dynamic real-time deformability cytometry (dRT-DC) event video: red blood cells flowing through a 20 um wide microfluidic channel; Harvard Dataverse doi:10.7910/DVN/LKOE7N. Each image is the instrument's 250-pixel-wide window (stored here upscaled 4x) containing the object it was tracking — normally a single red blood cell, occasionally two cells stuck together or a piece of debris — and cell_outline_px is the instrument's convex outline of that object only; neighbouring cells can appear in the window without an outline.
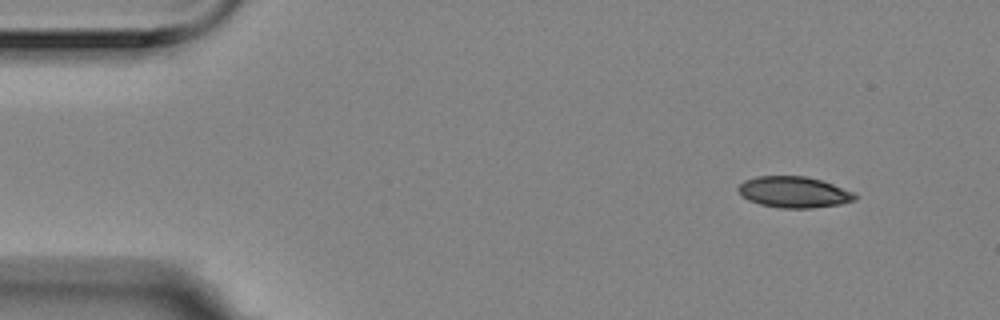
{"species": "Egyptian fruit bat (a non-hibernating species)", "species_latin": "Rousettus aegyptiacus", "temperature_condition": "room temperature", "stored_images_in_passage": 4, "camera_frame_rate_fps": 3000, "um_per_image_px": 0.085, "animal": {"sex": "female"}, "frame": {"image": 1, "passage_image": 1, "time_ms": 0.0, "image_size_px": [1000, 320], "cell_outline_px": [[856, 200], [840, 204], [812, 208], [780, 208], [760, 204], [748, 200], [736, 188], [744, 180], [756, 176], [804, 176], [820, 180], [832, 184], [852, 192], [856, 196]], "centroid_in_image_um": [67.45, 16.33], "position_along_channel_um": 17.5, "area_um2": 20.98}}
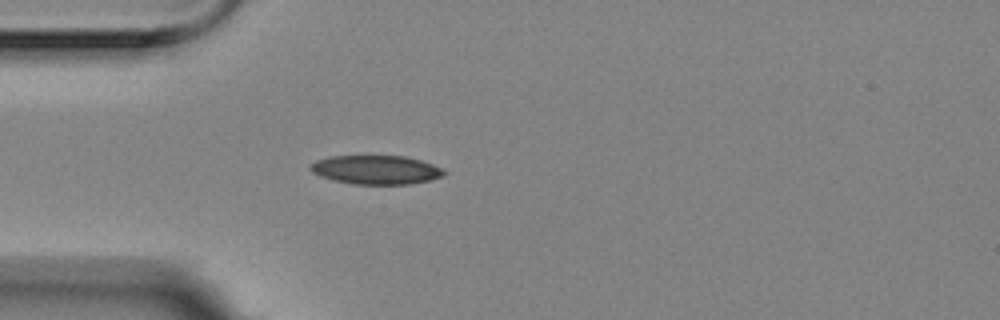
{"frame": {"image": 2, "passage_image": 4, "time_ms": 1.0, "image_size_px": [1000, 320], "cell_outline_px": [[448, 172], [440, 176], [428, 180], [408, 184], [352, 184], [332, 180], [320, 176], [312, 172], [308, 168], [316, 160], [332, 156], [404, 156], [420, 160], [432, 164]], "centroid_in_image_um": [31.92, 14.43], "position_along_channel_um": 53.1, "area_um2": 22.31}}